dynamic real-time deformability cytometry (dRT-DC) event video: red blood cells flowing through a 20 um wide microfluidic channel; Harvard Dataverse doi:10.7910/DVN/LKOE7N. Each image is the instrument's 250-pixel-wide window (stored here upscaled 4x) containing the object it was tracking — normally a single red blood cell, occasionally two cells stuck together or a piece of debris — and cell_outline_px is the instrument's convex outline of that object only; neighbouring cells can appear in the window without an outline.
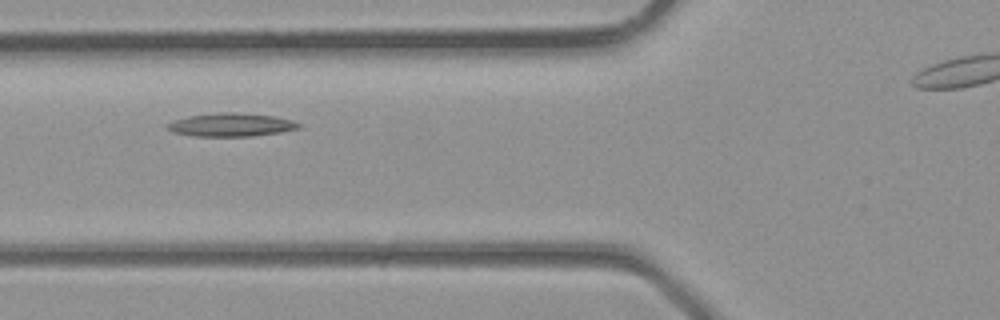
{"species": "common noctule bat (a hibernating species)", "species_latin": "Nyctalus noctula", "temperature_condition": "room temperature", "stored_images_in_passage": 5, "segment_of_instrument_passage": [1, 2], "camera_frame_rate_fps": 3000, "um_per_image_px": 0.085, "animal": {"sex": "male", "body_mass_g": 23.1, "forearm_length_mm": 52.7}, "frame": {"image": 1, "passage_image": 4, "time_ms": 1.0, "image_size_px": [1000, 320], "cell_outline_px": [[300, 128], [280, 132], [252, 136], [192, 136], [172, 132], [164, 124], [188, 116], [216, 112], [236, 112], [276, 116], [292, 120], [300, 124]], "centroid_in_image_um": [19.63, 10.6], "position_along_channel_um": 106.2, "area_um2": 17.92}}